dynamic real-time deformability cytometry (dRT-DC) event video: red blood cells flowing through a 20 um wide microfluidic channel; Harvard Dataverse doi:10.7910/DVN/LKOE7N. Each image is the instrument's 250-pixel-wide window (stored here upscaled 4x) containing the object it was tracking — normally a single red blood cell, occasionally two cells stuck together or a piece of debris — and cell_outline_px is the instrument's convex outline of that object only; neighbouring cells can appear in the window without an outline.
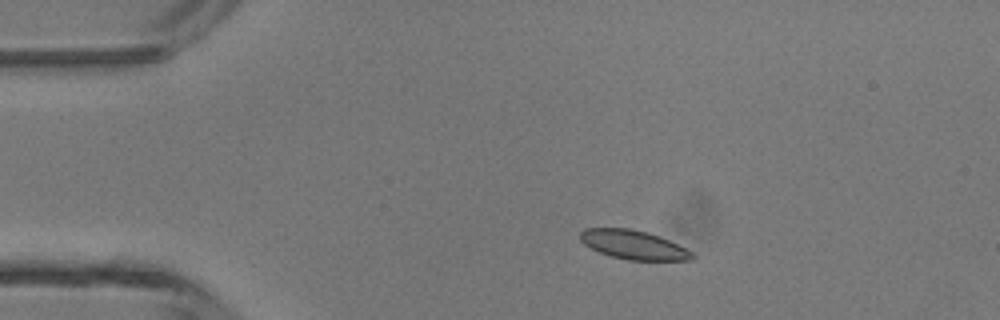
{"species": "common noctule bat (a hibernating species)", "species_latin": "Nyctalus noctula", "temperature_condition": "room temperature", "stored_images_in_passage": 4, "camera_frame_rate_fps": 3000, "um_per_image_px": 0.085, "animal": {"sex": "male", "body_mass_g": 13.3}, "frame": {"image": 1, "passage_image": 2, "time_ms": 0.333, "image_size_px": [1000, 320], "cell_outline_px": [[696, 256], [692, 260], [628, 260], [612, 256], [600, 252], [584, 244], [580, 240], [580, 232], [584, 228], [632, 228], [648, 232], [660, 236], [692, 252]], "centroid_in_image_um": [53.84, 20.79], "position_along_channel_um": 31.2, "area_um2": 18.84}}